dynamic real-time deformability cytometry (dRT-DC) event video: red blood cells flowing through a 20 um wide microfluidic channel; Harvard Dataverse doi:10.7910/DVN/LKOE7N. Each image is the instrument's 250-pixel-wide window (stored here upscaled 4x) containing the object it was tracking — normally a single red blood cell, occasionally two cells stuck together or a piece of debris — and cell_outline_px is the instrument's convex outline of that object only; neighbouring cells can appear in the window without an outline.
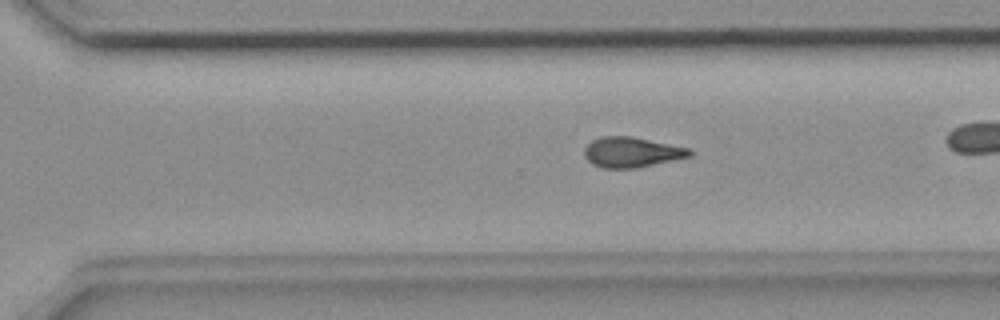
{"species": "common noctule bat (a hibernating species)", "species_latin": "Nyctalus noctula", "temperature_condition": "room temperature", "stored_images_in_passage": 45, "camera_frame_rate_fps": 3000, "um_per_image_px": 0.085, "animal": {"sex": "female", "body_mass_g": 18.4}, "frame": {"image": 1, "passage_image": 39, "time_ms": 12.667, "image_size_px": [1000, 320], "cell_outline_px": [[692, 156], [636, 168], [604, 168], [592, 164], [584, 156], [584, 148], [592, 140], [604, 136], [632, 136], [692, 148]], "centroid_in_image_um": [53.72, 12.93], "position_along_channel_um": 316.9, "area_um2": 18.67}}